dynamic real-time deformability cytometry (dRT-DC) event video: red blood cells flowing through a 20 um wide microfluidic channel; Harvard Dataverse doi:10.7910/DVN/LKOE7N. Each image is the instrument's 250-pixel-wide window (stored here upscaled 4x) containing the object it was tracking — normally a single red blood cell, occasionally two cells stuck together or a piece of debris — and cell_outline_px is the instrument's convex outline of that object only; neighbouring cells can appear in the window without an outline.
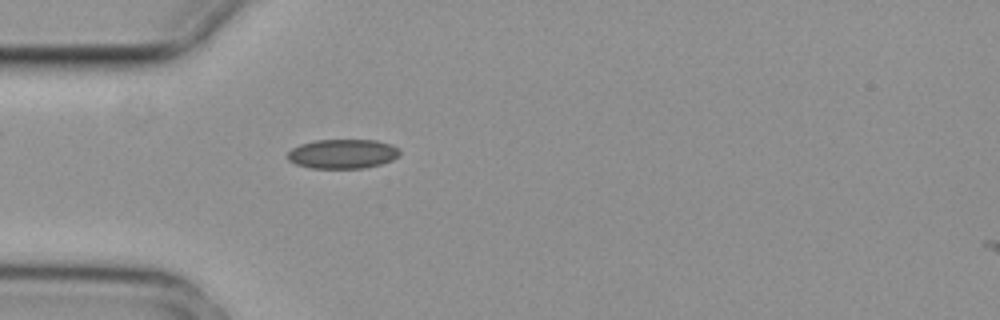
{"species": "common noctule bat (a hibernating species)", "species_latin": "Nyctalus noctula", "temperature_condition": "cold", "stored_images_in_passage": 1, "camera_frame_rate_fps": 3000, "um_per_image_px": 0.085, "animal": {"sex": "female", "body_mass_g": 29.2, "forearm_length_mm": 56.3}, "frame": {"image": 1, "passage_image": 1, "time_ms": 0.0, "image_size_px": [1000, 320], "cell_outline_px": [[400, 152], [392, 160], [380, 164], [364, 168], [312, 168], [296, 164], [288, 160], [288, 152], [292, 148], [300, 144], [316, 140], [376, 140], [392, 144], [400, 148]], "centroid_in_image_um": [29.13, 13.07], "position_along_channel_um": 55.9, "area_um2": 19.19}}